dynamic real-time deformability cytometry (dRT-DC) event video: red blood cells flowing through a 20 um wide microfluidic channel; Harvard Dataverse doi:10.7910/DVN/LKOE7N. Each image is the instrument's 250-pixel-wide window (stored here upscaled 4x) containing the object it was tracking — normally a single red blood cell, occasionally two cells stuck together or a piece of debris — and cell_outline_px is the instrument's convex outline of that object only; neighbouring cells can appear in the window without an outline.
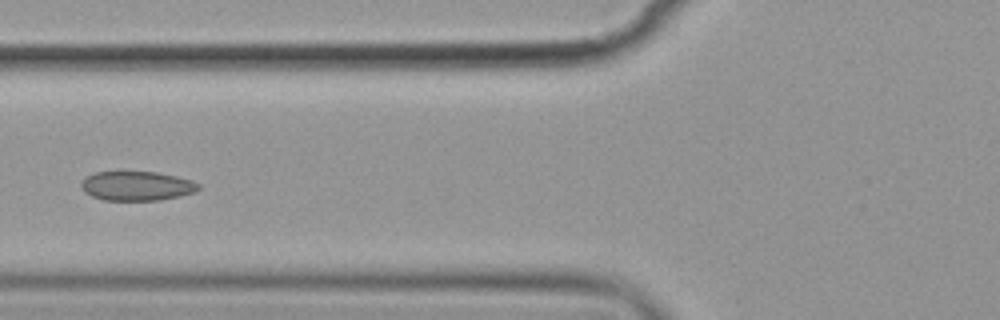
{"species": "common noctule bat (a hibernating species)", "species_latin": "Nyctalus noctula", "temperature_condition": "cold", "stored_images_in_passage": 6, "camera_frame_rate_fps": 3000, "um_per_image_px": 0.085, "animal": {"sex": "female", "body_mass_g": 19.9}, "frame": {"image": 1, "passage_image": 6, "time_ms": 6.667, "image_size_px": [1000, 320], "cell_outline_px": [[200, 188], [196, 192], [180, 196], [160, 200], [104, 200], [92, 196], [84, 192], [80, 188], [80, 184], [88, 176], [96, 172], [156, 172], [176, 176], [192, 180], [200, 184]], "centroid_in_image_um": [11.65, 15.81], "position_along_channel_um": 114.1, "area_um2": 20.06}}